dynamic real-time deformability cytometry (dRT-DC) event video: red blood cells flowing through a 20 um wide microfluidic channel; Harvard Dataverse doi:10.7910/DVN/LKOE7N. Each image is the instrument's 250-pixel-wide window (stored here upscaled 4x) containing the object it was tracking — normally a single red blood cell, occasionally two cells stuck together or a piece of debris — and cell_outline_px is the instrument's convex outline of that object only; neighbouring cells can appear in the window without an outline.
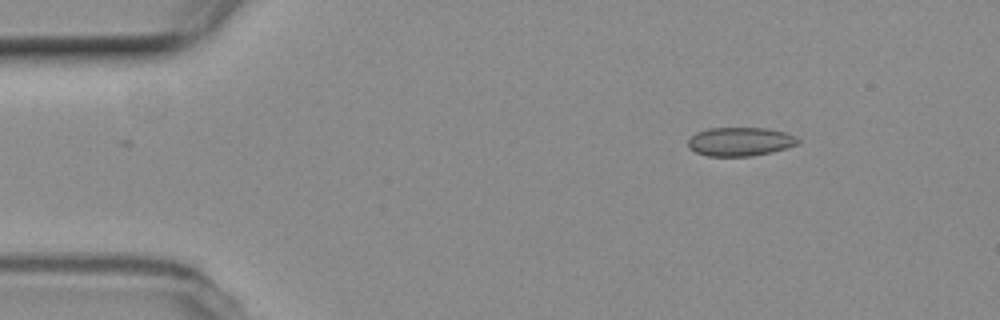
{"species": "common noctule bat (a hibernating species)", "species_latin": "Nyctalus noctula", "temperature_condition": "room temperature", "stored_images_in_passage": 41, "camera_frame_rate_fps": 3000, "um_per_image_px": 0.085, "animal": {"sex": "female", "body_mass_g": 19.3, "forearm_length_mm": 54.1}, "frame": {"image": 1, "passage_image": 1, "time_ms": 0.0, "image_size_px": [1000, 320], "cell_outline_px": [[800, 144], [772, 152], [752, 156], [708, 156], [696, 152], [688, 148], [688, 140], [696, 132], [708, 128], [768, 128], [784, 132], [796, 136], [800, 140]], "centroid_in_image_um": [62.93, 12.04], "position_along_channel_um": 22.1, "area_um2": 18.55}}
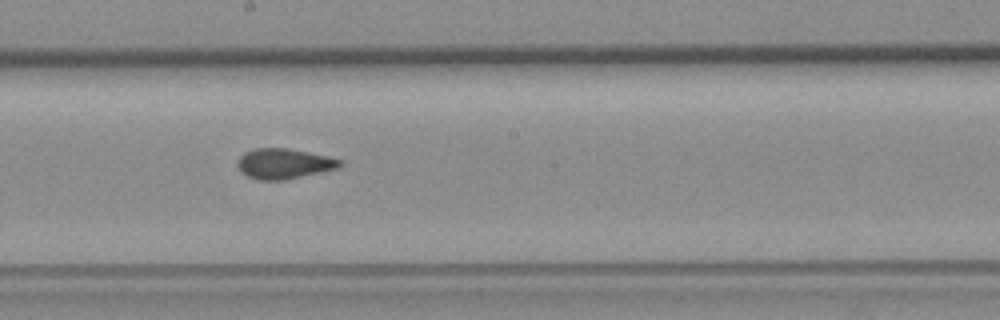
{"frame": {"image": 2, "passage_image": 24, "time_ms": 7.667, "image_size_px": [1000, 320], "cell_outline_px": [[344, 164], [336, 168], [320, 172], [284, 180], [256, 180], [240, 172], [236, 164], [240, 156], [244, 152], [256, 148], [288, 148], [328, 156], [344, 160]], "centroid_in_image_um": [24.12, 13.91], "position_along_channel_um": 224.1, "area_um2": 18.15}}
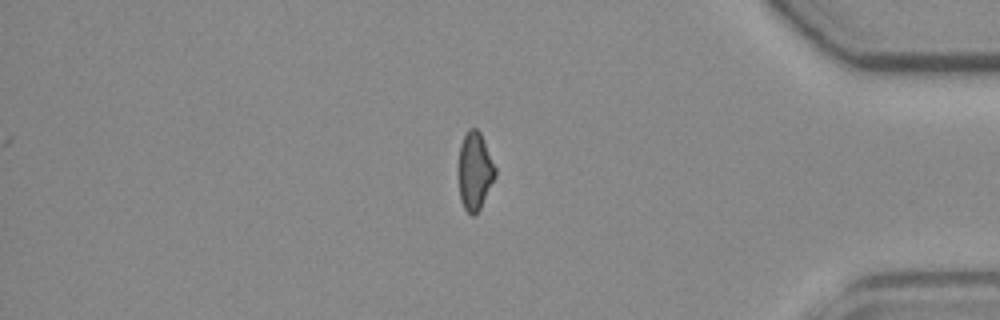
{"frame": {"image": 3, "passage_image": 41, "time_ms": 13.333, "image_size_px": [1000, 320], "cell_outline_px": [[496, 176], [480, 208], [472, 216], [464, 208], [460, 200], [460, 144], [468, 128], [476, 128], [480, 132], [496, 168]], "centroid_in_image_um": [40.38, 14.53], "position_along_channel_um": 394.8, "area_um2": 16.24}, "authors_computed_cell_mechanics": {"area_um2": 18.207, "velocity_mm_per_s": 3.6, "shape_relaxation_time_tau1_ms": null, "shape_relaxation_time_tau2_ms": 1.3215, "deformation_change_tau1": null, "deformation_change_tau2": 0.0569}}